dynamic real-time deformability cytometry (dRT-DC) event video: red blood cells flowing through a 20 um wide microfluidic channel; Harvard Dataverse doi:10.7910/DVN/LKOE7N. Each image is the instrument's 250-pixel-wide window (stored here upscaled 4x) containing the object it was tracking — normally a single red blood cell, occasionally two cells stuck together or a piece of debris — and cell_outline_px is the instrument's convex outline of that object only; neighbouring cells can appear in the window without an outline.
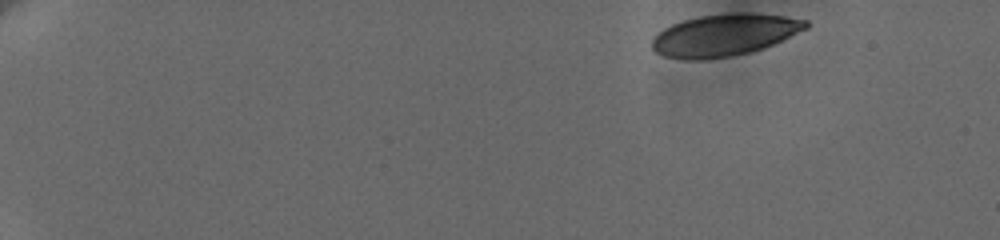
{"species": "human", "species_latin": "Homo sapiens", "temperature_condition": "cold", "stored_images_in_passage": 13, "camera_frame_rate_fps": 3000, "um_per_image_px": 0.085, "donor": {"sex": "female"}, "frame": {"image": 1, "passage_image": 1, "time_ms": 0.0, "image_size_px": [1000, 240], "cell_outline_px": [[808, 28], [772, 44], [748, 52], [728, 56], [700, 60], [688, 60], [664, 56], [656, 52], [652, 48], [652, 40], [664, 28], [672, 24], [684, 20], [700, 16], [784, 16], [808, 20]], "centroid_in_image_um": [61.51, 3.03], "position_along_channel_um": 23.5, "area_um2": 35.78}}
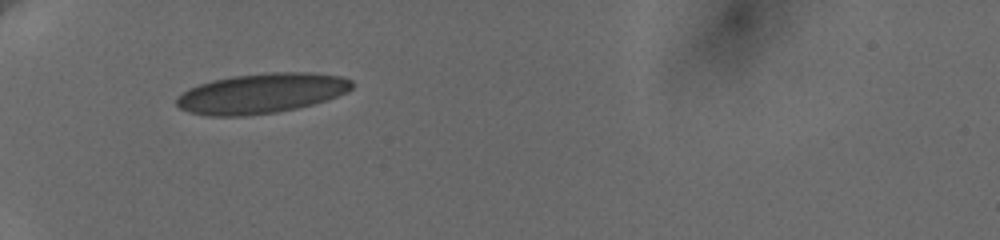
{"frame": {"image": 2, "passage_image": 10, "time_ms": 4.667, "image_size_px": [1000, 240], "cell_outline_px": [[352, 88], [348, 92], [328, 100], [296, 108], [276, 112], [244, 116], [208, 116], [188, 112], [180, 108], [176, 104], [176, 96], [188, 88], [212, 80], [232, 76], [264, 72], [312, 72], [340, 76], [352, 80]], "centroid_in_image_um": [22.21, 7.93], "position_along_channel_um": 62.8, "area_um2": 41.21}}
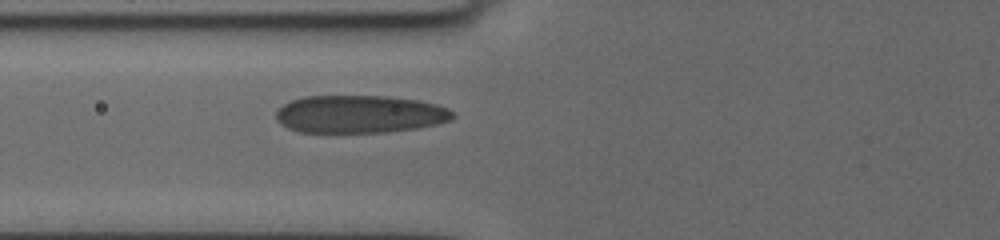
{"frame": {"image": 3, "passage_image": 13, "time_ms": 6.0, "image_size_px": [1000, 240], "cell_outline_px": [[456, 116], [452, 120], [436, 124], [416, 128], [384, 132], [300, 132], [288, 128], [280, 124], [276, 120], [276, 112], [284, 104], [292, 100], [304, 96], [388, 96], [416, 100], [436, 104], [448, 108]], "centroid_in_image_um": [30.57, 9.7], "position_along_channel_um": 95.2, "area_um2": 38.84}}